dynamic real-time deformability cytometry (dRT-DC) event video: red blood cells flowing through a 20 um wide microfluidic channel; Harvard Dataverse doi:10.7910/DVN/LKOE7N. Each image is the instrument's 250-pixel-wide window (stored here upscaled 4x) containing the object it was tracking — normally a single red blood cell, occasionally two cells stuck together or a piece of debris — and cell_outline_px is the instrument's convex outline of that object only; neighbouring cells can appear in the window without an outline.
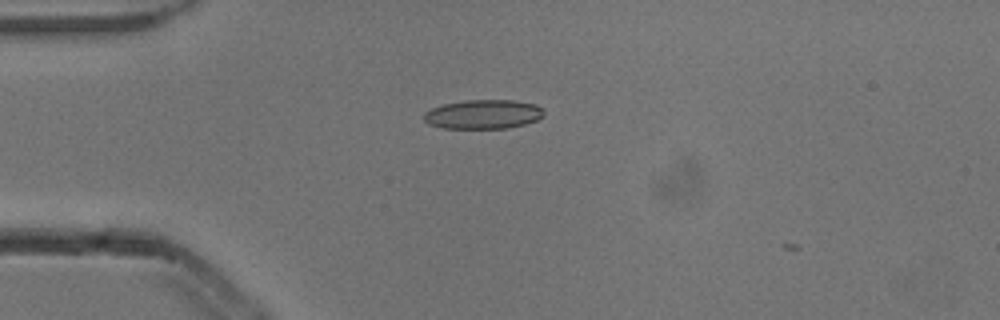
{"species": "common noctule bat (a hibernating species)", "species_latin": "Nyctalus noctula", "temperature_condition": "cold", "stored_images_in_passage": 2, "camera_frame_rate_fps": 3000, "um_per_image_px": 0.085, "animal": {"sex": "male", "body_mass_g": 13.3}, "frame": {"image": 1, "passage_image": 1, "time_ms": 0.0, "image_size_px": [1000, 320], "cell_outline_px": [[544, 116], [536, 120], [524, 124], [508, 128], [444, 128], [428, 124], [424, 120], [424, 112], [432, 108], [444, 104], [464, 100], [516, 100], [536, 104], [544, 108]], "centroid_in_image_um": [41.1, 9.7], "position_along_channel_um": 43.9, "area_um2": 20.52}}